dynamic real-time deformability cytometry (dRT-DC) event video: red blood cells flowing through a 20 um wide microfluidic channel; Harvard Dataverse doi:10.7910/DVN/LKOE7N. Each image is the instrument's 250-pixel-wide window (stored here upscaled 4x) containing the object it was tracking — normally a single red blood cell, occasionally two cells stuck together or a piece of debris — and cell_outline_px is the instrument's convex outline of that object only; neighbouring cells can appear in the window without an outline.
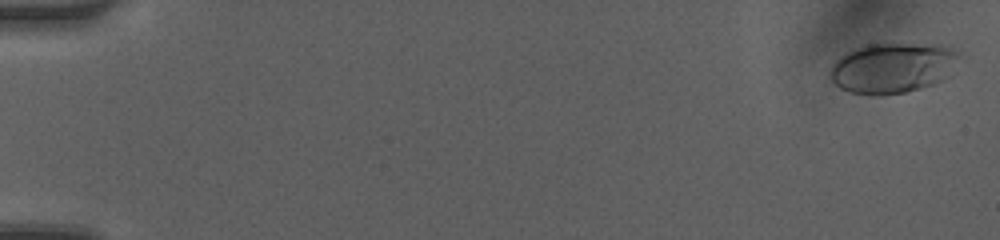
{"species": "human", "species_latin": "Homo sapiens", "temperature_condition": "room temperature", "stored_images_in_passage": 51, "camera_frame_rate_fps": 3000, "um_per_image_px": 0.085, "donor": {"sex": "female"}, "frame": {"image": 1, "passage_image": 2, "time_ms": 0.333, "image_size_px": [1000, 240], "cell_outline_px": [[956, 56], [940, 80], [932, 84], [920, 88], [904, 92], [880, 96], [852, 92], [840, 88], [828, 76], [828, 72], [832, 64], [836, 60], [848, 52], [856, 48], [868, 44], [892, 40], [940, 44], [956, 52]], "centroid_in_image_um": [75.75, 5.71], "position_along_channel_um": 9.3, "area_um2": 37.8}}
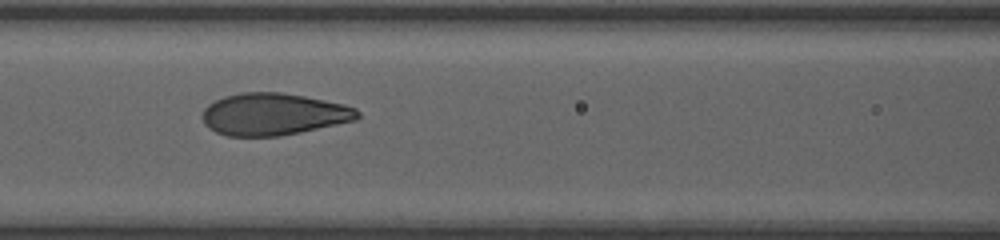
{"frame": {"image": 2, "passage_image": 24, "time_ms": 7.667, "image_size_px": [1000, 240], "cell_outline_px": [[360, 116], [356, 120], [300, 132], [280, 136], [228, 136], [216, 132], [208, 128], [204, 124], [204, 108], [208, 104], [224, 96], [240, 92], [280, 92], [304, 96], [344, 104], [356, 108], [360, 112]], "centroid_in_image_um": [23.25, 9.7], "position_along_channel_um": 143.3, "area_um2": 37.97}}
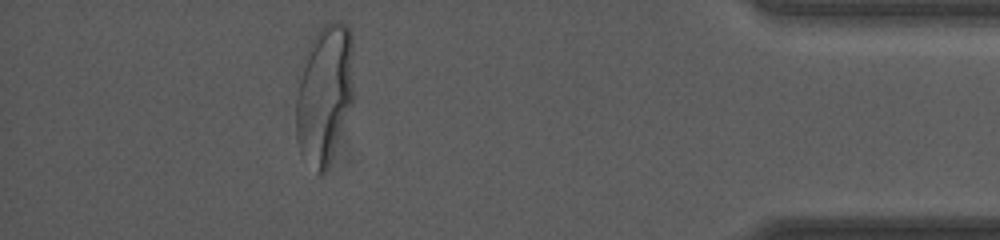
{"frame": {"image": 3, "passage_image": 46, "time_ms": 15.0, "image_size_px": [1000, 240], "cell_outline_px": [[352, 104], [328, 168], [320, 176], [316, 172], [300, 152], [296, 140], [296, 96], [304, 56], [316, 32], [324, 24], [332, 20], [340, 20], [348, 24], [352, 36]], "centroid_in_image_um": [27.58, 7.98], "position_along_channel_um": 407.6, "area_um2": 47.11}, "authors_computed_cell_mechanics": {"area_um2": 37.859, "velocity_mm_per_s": 4.1979, "shape_relaxation_time_tau1_ms": 3.9605, "shape_relaxation_time_tau2_ms": null, "deformation_change_tau1": 0.1813, "deformation_change_tau2": null}}